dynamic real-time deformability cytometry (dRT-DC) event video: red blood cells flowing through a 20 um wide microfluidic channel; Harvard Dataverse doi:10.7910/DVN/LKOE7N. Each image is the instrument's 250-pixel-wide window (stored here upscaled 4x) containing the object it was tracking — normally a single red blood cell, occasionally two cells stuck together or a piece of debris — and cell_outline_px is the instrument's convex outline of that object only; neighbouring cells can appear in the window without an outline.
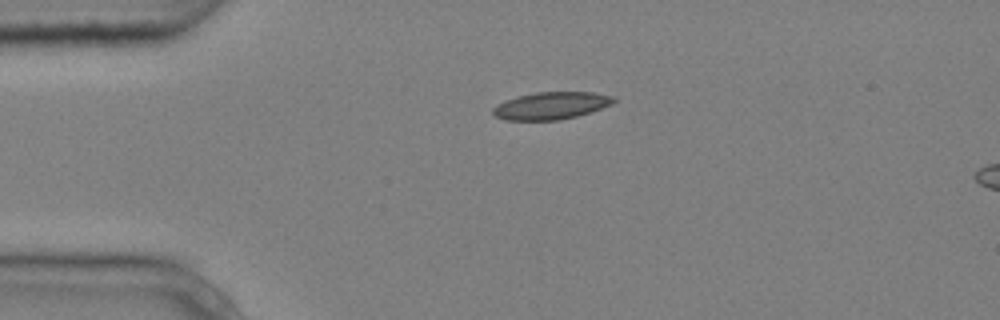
{"species": "common noctule bat (a hibernating species)", "species_latin": "Nyctalus noctula", "temperature_condition": "cold", "stored_images_in_passage": 3, "segment_of_instrument_passage": [1, 2], "camera_frame_rate_fps": 3000, "um_per_image_px": 0.085, "animal": {"sex": "male", "body_mass_g": 20.4}, "frame": {"image": 1, "passage_image": 1, "time_ms": 0.0, "image_size_px": [1000, 320], "cell_outline_px": [[616, 100], [612, 104], [576, 116], [560, 120], [504, 120], [496, 116], [492, 112], [492, 108], [496, 104], [520, 96], [536, 92], [592, 92], [616, 96]], "centroid_in_image_um": [46.85, 8.98], "position_along_channel_um": 38.1, "area_um2": 19.07}}